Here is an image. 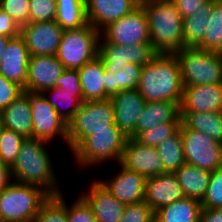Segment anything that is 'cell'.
Returning <instances> with one entry per match:
<instances>
[{"label":"cell","mask_w":222,"mask_h":222,"mask_svg":"<svg viewBox=\"0 0 222 222\" xmlns=\"http://www.w3.org/2000/svg\"><path fill=\"white\" fill-rule=\"evenodd\" d=\"M48 144L51 143L33 137L25 138L11 172L14 182L39 186L50 196H57L64 191L60 189L58 172L54 169Z\"/></svg>","instance_id":"obj_1"},{"label":"cell","mask_w":222,"mask_h":222,"mask_svg":"<svg viewBox=\"0 0 222 222\" xmlns=\"http://www.w3.org/2000/svg\"><path fill=\"white\" fill-rule=\"evenodd\" d=\"M137 89L146 102L169 101L180 105L183 85L176 55L158 53L145 64Z\"/></svg>","instance_id":"obj_2"},{"label":"cell","mask_w":222,"mask_h":222,"mask_svg":"<svg viewBox=\"0 0 222 222\" xmlns=\"http://www.w3.org/2000/svg\"><path fill=\"white\" fill-rule=\"evenodd\" d=\"M148 19L150 44L157 53L174 54L184 48L183 18L171 0L141 4Z\"/></svg>","instance_id":"obj_3"},{"label":"cell","mask_w":222,"mask_h":222,"mask_svg":"<svg viewBox=\"0 0 222 222\" xmlns=\"http://www.w3.org/2000/svg\"><path fill=\"white\" fill-rule=\"evenodd\" d=\"M128 137L121 129H101L86 137L71 153L78 167H99L109 161L120 163Z\"/></svg>","instance_id":"obj_4"},{"label":"cell","mask_w":222,"mask_h":222,"mask_svg":"<svg viewBox=\"0 0 222 222\" xmlns=\"http://www.w3.org/2000/svg\"><path fill=\"white\" fill-rule=\"evenodd\" d=\"M174 54L183 86L222 84V53L184 47Z\"/></svg>","instance_id":"obj_5"},{"label":"cell","mask_w":222,"mask_h":222,"mask_svg":"<svg viewBox=\"0 0 222 222\" xmlns=\"http://www.w3.org/2000/svg\"><path fill=\"white\" fill-rule=\"evenodd\" d=\"M101 129H120L115 124L111 98L84 101L68 123V150L72 152L86 137Z\"/></svg>","instance_id":"obj_6"},{"label":"cell","mask_w":222,"mask_h":222,"mask_svg":"<svg viewBox=\"0 0 222 222\" xmlns=\"http://www.w3.org/2000/svg\"><path fill=\"white\" fill-rule=\"evenodd\" d=\"M49 197L39 186L13 181L0 192V217L6 222H32Z\"/></svg>","instance_id":"obj_7"},{"label":"cell","mask_w":222,"mask_h":222,"mask_svg":"<svg viewBox=\"0 0 222 222\" xmlns=\"http://www.w3.org/2000/svg\"><path fill=\"white\" fill-rule=\"evenodd\" d=\"M101 32L89 23L64 30L56 57L65 69H79L98 56Z\"/></svg>","instance_id":"obj_8"},{"label":"cell","mask_w":222,"mask_h":222,"mask_svg":"<svg viewBox=\"0 0 222 222\" xmlns=\"http://www.w3.org/2000/svg\"><path fill=\"white\" fill-rule=\"evenodd\" d=\"M29 102L33 118V138L51 143L57 137L68 148V125L58 115L41 92L23 90Z\"/></svg>","instance_id":"obj_9"},{"label":"cell","mask_w":222,"mask_h":222,"mask_svg":"<svg viewBox=\"0 0 222 222\" xmlns=\"http://www.w3.org/2000/svg\"><path fill=\"white\" fill-rule=\"evenodd\" d=\"M186 163L213 172L222 168V143L180 124Z\"/></svg>","instance_id":"obj_10"},{"label":"cell","mask_w":222,"mask_h":222,"mask_svg":"<svg viewBox=\"0 0 222 222\" xmlns=\"http://www.w3.org/2000/svg\"><path fill=\"white\" fill-rule=\"evenodd\" d=\"M101 36L109 43L123 46L149 44V25L144 8L139 5L131 13L111 22L101 31Z\"/></svg>","instance_id":"obj_11"},{"label":"cell","mask_w":222,"mask_h":222,"mask_svg":"<svg viewBox=\"0 0 222 222\" xmlns=\"http://www.w3.org/2000/svg\"><path fill=\"white\" fill-rule=\"evenodd\" d=\"M157 54L150 43L123 46L109 43L102 36L99 38L98 56L103 61L105 71L116 72L128 63L144 66Z\"/></svg>","instance_id":"obj_12"},{"label":"cell","mask_w":222,"mask_h":222,"mask_svg":"<svg viewBox=\"0 0 222 222\" xmlns=\"http://www.w3.org/2000/svg\"><path fill=\"white\" fill-rule=\"evenodd\" d=\"M63 31L55 20L29 22L21 26L20 36L30 56L56 55Z\"/></svg>","instance_id":"obj_13"},{"label":"cell","mask_w":222,"mask_h":222,"mask_svg":"<svg viewBox=\"0 0 222 222\" xmlns=\"http://www.w3.org/2000/svg\"><path fill=\"white\" fill-rule=\"evenodd\" d=\"M120 164L145 178L167 173L156 148L142 145L134 138H128Z\"/></svg>","instance_id":"obj_14"},{"label":"cell","mask_w":222,"mask_h":222,"mask_svg":"<svg viewBox=\"0 0 222 222\" xmlns=\"http://www.w3.org/2000/svg\"><path fill=\"white\" fill-rule=\"evenodd\" d=\"M115 124L128 138L136 137V124L146 101L138 89L121 90L111 97Z\"/></svg>","instance_id":"obj_15"},{"label":"cell","mask_w":222,"mask_h":222,"mask_svg":"<svg viewBox=\"0 0 222 222\" xmlns=\"http://www.w3.org/2000/svg\"><path fill=\"white\" fill-rule=\"evenodd\" d=\"M65 67L56 55L30 56L27 82L23 90L41 92L55 87Z\"/></svg>","instance_id":"obj_16"},{"label":"cell","mask_w":222,"mask_h":222,"mask_svg":"<svg viewBox=\"0 0 222 222\" xmlns=\"http://www.w3.org/2000/svg\"><path fill=\"white\" fill-rule=\"evenodd\" d=\"M119 164V172L112 179H98L99 182L120 202L127 204L145 200L146 178ZM105 180V181H104Z\"/></svg>","instance_id":"obj_17"},{"label":"cell","mask_w":222,"mask_h":222,"mask_svg":"<svg viewBox=\"0 0 222 222\" xmlns=\"http://www.w3.org/2000/svg\"><path fill=\"white\" fill-rule=\"evenodd\" d=\"M80 196L91 207L97 222H119L125 204L115 198L96 178Z\"/></svg>","instance_id":"obj_18"},{"label":"cell","mask_w":222,"mask_h":222,"mask_svg":"<svg viewBox=\"0 0 222 222\" xmlns=\"http://www.w3.org/2000/svg\"><path fill=\"white\" fill-rule=\"evenodd\" d=\"M138 6L135 0H85L86 19L101 32L111 22L126 16Z\"/></svg>","instance_id":"obj_19"},{"label":"cell","mask_w":222,"mask_h":222,"mask_svg":"<svg viewBox=\"0 0 222 222\" xmlns=\"http://www.w3.org/2000/svg\"><path fill=\"white\" fill-rule=\"evenodd\" d=\"M29 50L21 36L11 38L0 63V74L23 89L27 82Z\"/></svg>","instance_id":"obj_20"},{"label":"cell","mask_w":222,"mask_h":222,"mask_svg":"<svg viewBox=\"0 0 222 222\" xmlns=\"http://www.w3.org/2000/svg\"><path fill=\"white\" fill-rule=\"evenodd\" d=\"M185 196L175 173H163L146 178L145 202L156 212Z\"/></svg>","instance_id":"obj_21"},{"label":"cell","mask_w":222,"mask_h":222,"mask_svg":"<svg viewBox=\"0 0 222 222\" xmlns=\"http://www.w3.org/2000/svg\"><path fill=\"white\" fill-rule=\"evenodd\" d=\"M222 84L183 86L180 112H219Z\"/></svg>","instance_id":"obj_22"},{"label":"cell","mask_w":222,"mask_h":222,"mask_svg":"<svg viewBox=\"0 0 222 222\" xmlns=\"http://www.w3.org/2000/svg\"><path fill=\"white\" fill-rule=\"evenodd\" d=\"M163 123H181L180 105L175 102H147L136 124V136Z\"/></svg>","instance_id":"obj_23"},{"label":"cell","mask_w":222,"mask_h":222,"mask_svg":"<svg viewBox=\"0 0 222 222\" xmlns=\"http://www.w3.org/2000/svg\"><path fill=\"white\" fill-rule=\"evenodd\" d=\"M77 71L84 101L105 99L106 71L102 59L97 56Z\"/></svg>","instance_id":"obj_24"},{"label":"cell","mask_w":222,"mask_h":222,"mask_svg":"<svg viewBox=\"0 0 222 222\" xmlns=\"http://www.w3.org/2000/svg\"><path fill=\"white\" fill-rule=\"evenodd\" d=\"M6 129L19 133L24 138L33 137V118L27 97L22 93L0 111Z\"/></svg>","instance_id":"obj_25"},{"label":"cell","mask_w":222,"mask_h":222,"mask_svg":"<svg viewBox=\"0 0 222 222\" xmlns=\"http://www.w3.org/2000/svg\"><path fill=\"white\" fill-rule=\"evenodd\" d=\"M174 173L184 196L201 202L206 194L211 172L185 163Z\"/></svg>","instance_id":"obj_26"},{"label":"cell","mask_w":222,"mask_h":222,"mask_svg":"<svg viewBox=\"0 0 222 222\" xmlns=\"http://www.w3.org/2000/svg\"><path fill=\"white\" fill-rule=\"evenodd\" d=\"M202 211L200 201L184 197L155 212V222H199Z\"/></svg>","instance_id":"obj_27"},{"label":"cell","mask_w":222,"mask_h":222,"mask_svg":"<svg viewBox=\"0 0 222 222\" xmlns=\"http://www.w3.org/2000/svg\"><path fill=\"white\" fill-rule=\"evenodd\" d=\"M181 123L187 129L205 133L222 143V115L220 112H180Z\"/></svg>","instance_id":"obj_28"},{"label":"cell","mask_w":222,"mask_h":222,"mask_svg":"<svg viewBox=\"0 0 222 222\" xmlns=\"http://www.w3.org/2000/svg\"><path fill=\"white\" fill-rule=\"evenodd\" d=\"M43 95L67 125L84 102L82 92L62 91L57 87L45 90Z\"/></svg>","instance_id":"obj_29"},{"label":"cell","mask_w":222,"mask_h":222,"mask_svg":"<svg viewBox=\"0 0 222 222\" xmlns=\"http://www.w3.org/2000/svg\"><path fill=\"white\" fill-rule=\"evenodd\" d=\"M141 65L128 63L118 71H106L105 99L121 90L136 89L142 70Z\"/></svg>","instance_id":"obj_30"},{"label":"cell","mask_w":222,"mask_h":222,"mask_svg":"<svg viewBox=\"0 0 222 222\" xmlns=\"http://www.w3.org/2000/svg\"><path fill=\"white\" fill-rule=\"evenodd\" d=\"M212 6L213 0H208L201 11L183 19L184 47H198L204 41Z\"/></svg>","instance_id":"obj_31"},{"label":"cell","mask_w":222,"mask_h":222,"mask_svg":"<svg viewBox=\"0 0 222 222\" xmlns=\"http://www.w3.org/2000/svg\"><path fill=\"white\" fill-rule=\"evenodd\" d=\"M55 21L63 30L77 29L86 25L85 0H56Z\"/></svg>","instance_id":"obj_32"},{"label":"cell","mask_w":222,"mask_h":222,"mask_svg":"<svg viewBox=\"0 0 222 222\" xmlns=\"http://www.w3.org/2000/svg\"><path fill=\"white\" fill-rule=\"evenodd\" d=\"M155 148L166 172L174 173L186 163L180 127L170 138L160 142Z\"/></svg>","instance_id":"obj_33"},{"label":"cell","mask_w":222,"mask_h":222,"mask_svg":"<svg viewBox=\"0 0 222 222\" xmlns=\"http://www.w3.org/2000/svg\"><path fill=\"white\" fill-rule=\"evenodd\" d=\"M197 48L222 53V0H213L204 41Z\"/></svg>","instance_id":"obj_34"},{"label":"cell","mask_w":222,"mask_h":222,"mask_svg":"<svg viewBox=\"0 0 222 222\" xmlns=\"http://www.w3.org/2000/svg\"><path fill=\"white\" fill-rule=\"evenodd\" d=\"M32 222H68L64 192L50 196L40 207Z\"/></svg>","instance_id":"obj_35"},{"label":"cell","mask_w":222,"mask_h":222,"mask_svg":"<svg viewBox=\"0 0 222 222\" xmlns=\"http://www.w3.org/2000/svg\"><path fill=\"white\" fill-rule=\"evenodd\" d=\"M25 138L13 130L4 129L0 137V161L12 167L17 159L20 146Z\"/></svg>","instance_id":"obj_36"},{"label":"cell","mask_w":222,"mask_h":222,"mask_svg":"<svg viewBox=\"0 0 222 222\" xmlns=\"http://www.w3.org/2000/svg\"><path fill=\"white\" fill-rule=\"evenodd\" d=\"M181 123H163L154 128L140 132L134 139L140 144L156 147L160 142L170 138L180 127Z\"/></svg>","instance_id":"obj_37"},{"label":"cell","mask_w":222,"mask_h":222,"mask_svg":"<svg viewBox=\"0 0 222 222\" xmlns=\"http://www.w3.org/2000/svg\"><path fill=\"white\" fill-rule=\"evenodd\" d=\"M201 204L202 208H222V168L211 172L209 185Z\"/></svg>","instance_id":"obj_38"},{"label":"cell","mask_w":222,"mask_h":222,"mask_svg":"<svg viewBox=\"0 0 222 222\" xmlns=\"http://www.w3.org/2000/svg\"><path fill=\"white\" fill-rule=\"evenodd\" d=\"M119 222H155V212L145 201L127 204Z\"/></svg>","instance_id":"obj_39"},{"label":"cell","mask_w":222,"mask_h":222,"mask_svg":"<svg viewBox=\"0 0 222 222\" xmlns=\"http://www.w3.org/2000/svg\"><path fill=\"white\" fill-rule=\"evenodd\" d=\"M56 0H30L29 22L53 21L56 18Z\"/></svg>","instance_id":"obj_40"},{"label":"cell","mask_w":222,"mask_h":222,"mask_svg":"<svg viewBox=\"0 0 222 222\" xmlns=\"http://www.w3.org/2000/svg\"><path fill=\"white\" fill-rule=\"evenodd\" d=\"M30 0H0V9L11 15L19 26L29 23Z\"/></svg>","instance_id":"obj_41"},{"label":"cell","mask_w":222,"mask_h":222,"mask_svg":"<svg viewBox=\"0 0 222 222\" xmlns=\"http://www.w3.org/2000/svg\"><path fill=\"white\" fill-rule=\"evenodd\" d=\"M68 222H97L88 203L78 195L72 204L67 203Z\"/></svg>","instance_id":"obj_42"},{"label":"cell","mask_w":222,"mask_h":222,"mask_svg":"<svg viewBox=\"0 0 222 222\" xmlns=\"http://www.w3.org/2000/svg\"><path fill=\"white\" fill-rule=\"evenodd\" d=\"M23 92V88L0 74V111L11 104Z\"/></svg>","instance_id":"obj_43"},{"label":"cell","mask_w":222,"mask_h":222,"mask_svg":"<svg viewBox=\"0 0 222 222\" xmlns=\"http://www.w3.org/2000/svg\"><path fill=\"white\" fill-rule=\"evenodd\" d=\"M55 87L61 88L62 91L82 92L77 69H65L62 75L55 82Z\"/></svg>","instance_id":"obj_44"},{"label":"cell","mask_w":222,"mask_h":222,"mask_svg":"<svg viewBox=\"0 0 222 222\" xmlns=\"http://www.w3.org/2000/svg\"><path fill=\"white\" fill-rule=\"evenodd\" d=\"M21 27L14 18L0 9V35L15 38L20 36Z\"/></svg>","instance_id":"obj_45"},{"label":"cell","mask_w":222,"mask_h":222,"mask_svg":"<svg viewBox=\"0 0 222 222\" xmlns=\"http://www.w3.org/2000/svg\"><path fill=\"white\" fill-rule=\"evenodd\" d=\"M171 1L177 7L182 18L184 19L191 16L194 13H198V11H201L200 8L208 0H171Z\"/></svg>","instance_id":"obj_46"},{"label":"cell","mask_w":222,"mask_h":222,"mask_svg":"<svg viewBox=\"0 0 222 222\" xmlns=\"http://www.w3.org/2000/svg\"><path fill=\"white\" fill-rule=\"evenodd\" d=\"M199 222H222V208H202Z\"/></svg>","instance_id":"obj_47"},{"label":"cell","mask_w":222,"mask_h":222,"mask_svg":"<svg viewBox=\"0 0 222 222\" xmlns=\"http://www.w3.org/2000/svg\"><path fill=\"white\" fill-rule=\"evenodd\" d=\"M13 182L11 167L3 165L0 161V192Z\"/></svg>","instance_id":"obj_48"},{"label":"cell","mask_w":222,"mask_h":222,"mask_svg":"<svg viewBox=\"0 0 222 222\" xmlns=\"http://www.w3.org/2000/svg\"><path fill=\"white\" fill-rule=\"evenodd\" d=\"M10 39V37L0 35V63L3 58V53L5 51L6 45L8 44Z\"/></svg>","instance_id":"obj_49"},{"label":"cell","mask_w":222,"mask_h":222,"mask_svg":"<svg viewBox=\"0 0 222 222\" xmlns=\"http://www.w3.org/2000/svg\"><path fill=\"white\" fill-rule=\"evenodd\" d=\"M4 129H5V126H4V123H3V120H2V116L0 114V137H1L2 132H3Z\"/></svg>","instance_id":"obj_50"},{"label":"cell","mask_w":222,"mask_h":222,"mask_svg":"<svg viewBox=\"0 0 222 222\" xmlns=\"http://www.w3.org/2000/svg\"><path fill=\"white\" fill-rule=\"evenodd\" d=\"M139 5L143 4V0H135Z\"/></svg>","instance_id":"obj_51"},{"label":"cell","mask_w":222,"mask_h":222,"mask_svg":"<svg viewBox=\"0 0 222 222\" xmlns=\"http://www.w3.org/2000/svg\"><path fill=\"white\" fill-rule=\"evenodd\" d=\"M149 1H155V0H143V3L149 2Z\"/></svg>","instance_id":"obj_52"},{"label":"cell","mask_w":222,"mask_h":222,"mask_svg":"<svg viewBox=\"0 0 222 222\" xmlns=\"http://www.w3.org/2000/svg\"><path fill=\"white\" fill-rule=\"evenodd\" d=\"M0 222H6L2 217H0Z\"/></svg>","instance_id":"obj_53"},{"label":"cell","mask_w":222,"mask_h":222,"mask_svg":"<svg viewBox=\"0 0 222 222\" xmlns=\"http://www.w3.org/2000/svg\"><path fill=\"white\" fill-rule=\"evenodd\" d=\"M219 112H220V114L222 115V104H221V108H220V111H219Z\"/></svg>","instance_id":"obj_54"}]
</instances>
